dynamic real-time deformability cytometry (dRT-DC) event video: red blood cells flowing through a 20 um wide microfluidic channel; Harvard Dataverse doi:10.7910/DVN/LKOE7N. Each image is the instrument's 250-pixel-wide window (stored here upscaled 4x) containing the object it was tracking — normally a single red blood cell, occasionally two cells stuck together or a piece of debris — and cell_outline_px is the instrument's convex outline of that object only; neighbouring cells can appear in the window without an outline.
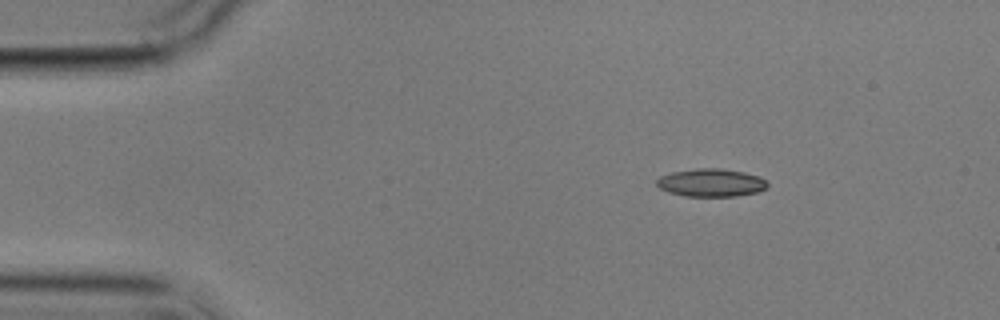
{"species": "common noctule bat (a hibernating species)", "species_latin": "Nyctalus noctula", "temperature_condition": "cold", "stored_images_in_passage": 8, "camera_frame_rate_fps": 3000, "um_per_image_px": 0.085, "animal": {"sex": "male", "body_mass_g": 17.9}, "frame": {"image": 1, "passage_image": 1, "time_ms": 0.0, "image_size_px": [1000, 320], "cell_outline_px": [[768, 188], [760, 192], [736, 196], [684, 196], [668, 192], [660, 188], [656, 184], [656, 180], [660, 176], [672, 172], [696, 168], [720, 168], [744, 172], [760, 176], [768, 184]], "centroid_in_image_um": [60.46, 15.53], "position_along_channel_um": 24.5, "area_um2": 18.21}}
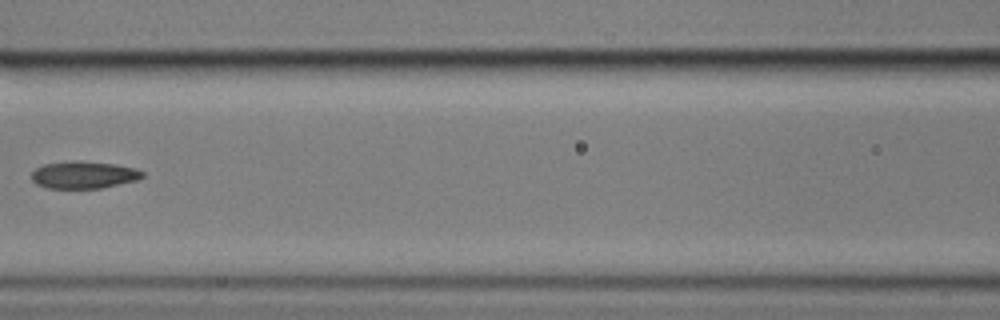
{"frame": {"image": 2, "passage_image": 5, "time_ms": 5.667, "image_size_px": [1000, 320], "cell_outline_px": [[144, 176], [140, 180], [100, 188], [48, 188], [36, 184], [32, 180], [32, 172], [36, 168], [44, 164], [72, 160], [80, 160], [116, 164], [136, 168], [144, 172]], "centroid_in_image_um": [7.15, 14.85], "position_along_channel_um": 159.4, "area_um2": 17.86}}
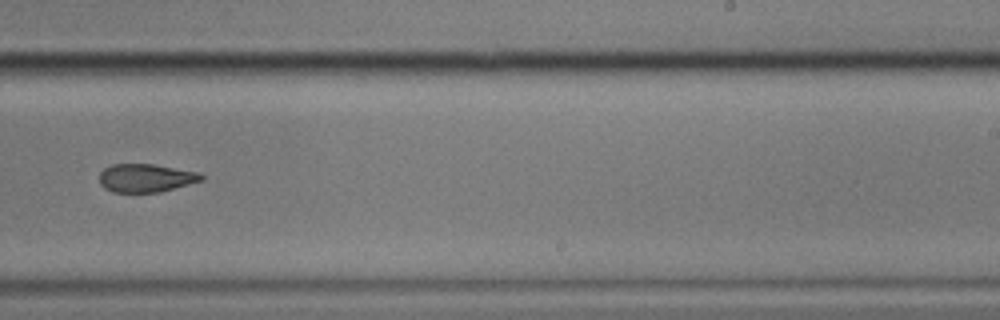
{"frame": {"image": 3, "passage_image": 8, "time_ms": 9.0, "image_size_px": [1000, 320], "cell_outline_px": [[204, 180], [160, 192], [112, 192], [104, 188], [100, 184], [100, 172], [104, 168], [112, 164], [152, 164], [200, 172], [204, 176]], "centroid_in_image_um": [12.41, 15.13], "position_along_channel_um": 276.6, "area_um2": 16.88}}